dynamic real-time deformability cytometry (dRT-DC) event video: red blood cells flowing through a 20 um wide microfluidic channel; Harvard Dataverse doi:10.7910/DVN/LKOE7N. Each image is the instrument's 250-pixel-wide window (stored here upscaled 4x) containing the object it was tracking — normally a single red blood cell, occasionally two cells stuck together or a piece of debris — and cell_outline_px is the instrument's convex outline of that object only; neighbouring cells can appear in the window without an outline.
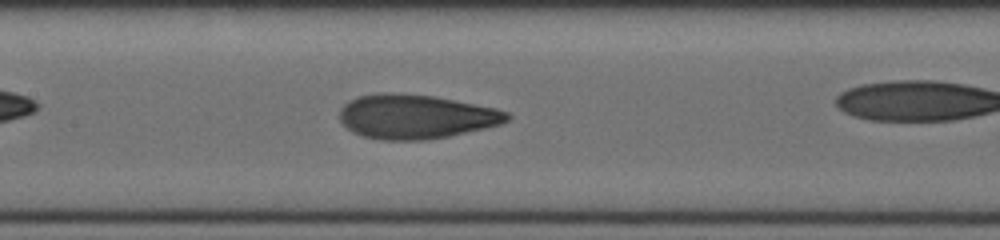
{"species": "human", "species_latin": "Homo sapiens", "temperature_condition": "cold", "stored_images_in_passage": 35, "camera_frame_rate_fps": 3000, "um_per_image_px": 0.085, "donor": {"sex": "male"}, "frame": {"image": 1, "passage_image": 20, "time_ms": 6.333, "image_size_px": [1000, 240], "cell_outline_px": [[512, 116], [508, 120], [500, 124], [484, 128], [448, 136], [424, 140], [380, 140], [364, 136], [352, 132], [340, 120], [340, 108], [348, 100], [360, 96], [380, 92], [392, 92], [432, 96], [496, 108], [508, 112]], "centroid_in_image_um": [35.32, 9.91], "position_along_channel_um": 172.1, "area_um2": 43.06}}